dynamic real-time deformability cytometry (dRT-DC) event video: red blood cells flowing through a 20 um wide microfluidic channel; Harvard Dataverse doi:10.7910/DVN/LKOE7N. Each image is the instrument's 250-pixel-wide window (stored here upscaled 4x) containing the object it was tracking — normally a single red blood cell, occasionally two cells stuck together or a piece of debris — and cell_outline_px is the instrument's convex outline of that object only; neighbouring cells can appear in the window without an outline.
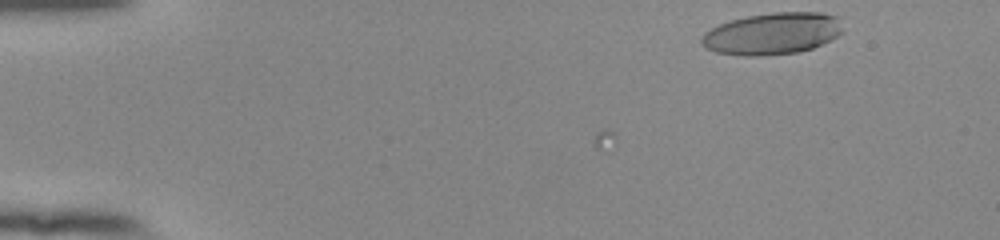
{"species": "human", "species_latin": "Homo sapiens", "temperature_condition": "room temperature", "stored_images_in_passage": 4, "camera_frame_rate_fps": 3000, "um_per_image_px": 0.085, "donor": {"sex": "female"}, "frame": {"image": 1, "passage_image": 1, "time_ms": 0.0, "image_size_px": [1000, 240], "cell_outline_px": [[844, 32], [812, 48], [800, 52], [756, 56], [744, 56], [716, 52], [704, 48], [700, 44], [700, 36], [704, 32], [720, 24], [732, 20], [748, 16], [772, 12], [820, 12], [836, 16]], "centroid_in_image_um": [65.6, 2.86], "position_along_channel_um": 19.4, "area_um2": 34.39}}